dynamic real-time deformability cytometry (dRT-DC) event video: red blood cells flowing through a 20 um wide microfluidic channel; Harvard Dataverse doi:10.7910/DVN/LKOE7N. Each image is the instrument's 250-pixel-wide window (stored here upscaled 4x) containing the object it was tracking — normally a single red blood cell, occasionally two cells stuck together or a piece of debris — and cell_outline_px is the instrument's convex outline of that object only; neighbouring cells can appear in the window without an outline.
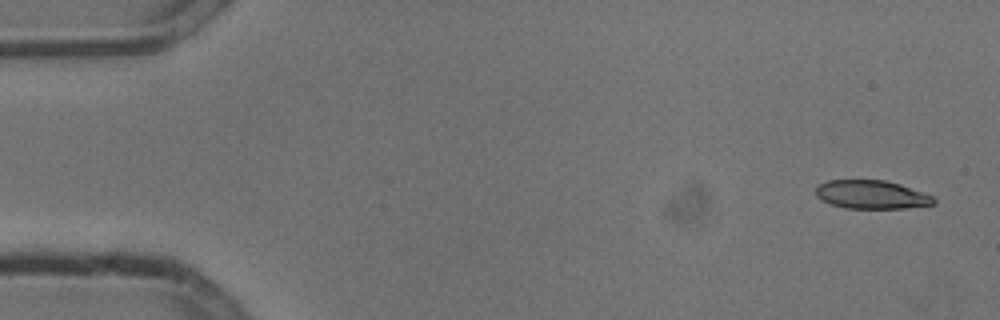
{"species": "common noctule bat (a hibernating species)", "species_latin": "Nyctalus noctula", "temperature_condition": "cold", "stored_images_in_passage": 5, "camera_frame_rate_fps": 3000, "um_per_image_px": 0.085, "animal": {"sex": "male", "body_mass_g": 13.3}, "frame": {"image": 1, "passage_image": 1, "time_ms": 0.0, "image_size_px": [1000, 320], "cell_outline_px": [[936, 204], [904, 208], [844, 208], [832, 204], [816, 196], [816, 184], [828, 180], [884, 180], [900, 184], [936, 196]], "centroid_in_image_um": [74.12, 16.53], "position_along_channel_um": 10.9, "area_um2": 19.71}}